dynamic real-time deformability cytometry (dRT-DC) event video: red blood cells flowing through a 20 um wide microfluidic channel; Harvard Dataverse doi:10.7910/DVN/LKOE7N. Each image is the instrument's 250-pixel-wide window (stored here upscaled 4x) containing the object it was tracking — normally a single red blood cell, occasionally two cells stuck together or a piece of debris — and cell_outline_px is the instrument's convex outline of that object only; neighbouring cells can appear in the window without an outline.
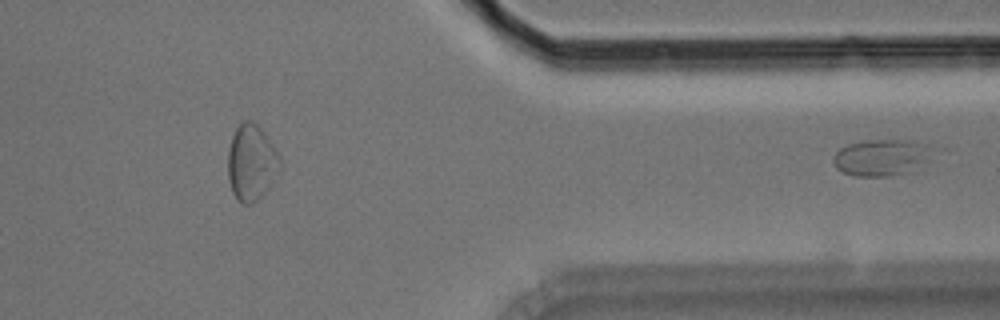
{"species": "Egyptian fruit bat (a non-hibernating species)", "species_latin": "Rousettus aegyptiacus", "temperature_condition": "room temperature", "stored_images_in_passage": 38, "segment_of_instrument_passage": [2, 2], "camera_frame_rate_fps": 3000, "um_per_image_px": 0.085, "animal": {"sex": "male"}, "frame": {"image": 1, "passage_image": 38, "time_ms": 12.333, "image_size_px": [1000, 320], "cell_outline_px": [[952, 148], [912, 172], [892, 176], [856, 176], [844, 172], [836, 168], [832, 160], [832, 156], [840, 148], [848, 144], [864, 140], [916, 140]], "centroid_in_image_um": [75.26, 13.35], "position_along_channel_um": 336.1, "area_um2": 23.12}}